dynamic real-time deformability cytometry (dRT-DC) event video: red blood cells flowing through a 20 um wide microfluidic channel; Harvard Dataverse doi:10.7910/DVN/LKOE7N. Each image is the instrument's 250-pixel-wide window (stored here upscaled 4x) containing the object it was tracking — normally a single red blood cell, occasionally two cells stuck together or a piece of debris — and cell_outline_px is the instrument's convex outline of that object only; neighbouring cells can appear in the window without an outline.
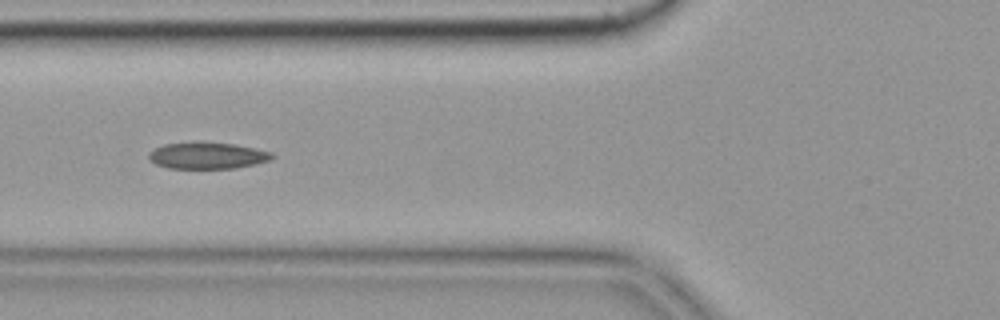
{"species": "common noctule bat (a hibernating species)", "species_latin": "Nyctalus noctula", "temperature_condition": "cold", "stored_images_in_passage": 7, "camera_frame_rate_fps": 3000, "um_per_image_px": 0.085, "animal": {"sex": "female", "body_mass_g": 19.9}, "frame": {"image": 1, "passage_image": 6, "time_ms": 1.667, "image_size_px": [1000, 320], "cell_outline_px": [[276, 156], [272, 160], [236, 168], [168, 168], [156, 164], [148, 160], [148, 152], [164, 144], [232, 144], [272, 152]], "centroid_in_image_um": [17.64, 13.26], "position_along_channel_um": 108.2, "area_um2": 18.44}}